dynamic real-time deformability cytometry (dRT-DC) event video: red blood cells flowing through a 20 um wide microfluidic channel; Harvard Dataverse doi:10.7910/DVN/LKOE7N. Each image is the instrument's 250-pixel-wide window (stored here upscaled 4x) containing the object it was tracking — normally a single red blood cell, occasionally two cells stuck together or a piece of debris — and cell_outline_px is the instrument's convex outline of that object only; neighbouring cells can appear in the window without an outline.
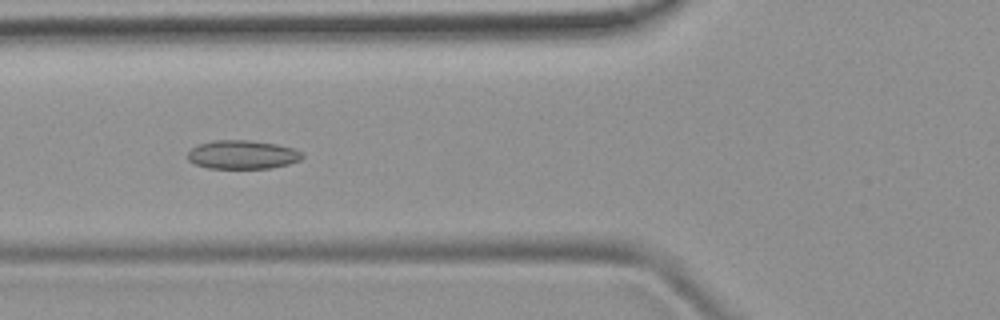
{"species": "common noctule bat (a hibernating species)", "species_latin": "Nyctalus noctula", "temperature_condition": "room temperature", "stored_images_in_passage": 51, "camera_frame_rate_fps": 3000, "um_per_image_px": 0.085, "animal": {"sex": "female", "body_mass_g": 19.9}, "frame": {"image": 1, "passage_image": 19, "time_ms": 6.0, "image_size_px": [1000, 320], "cell_outline_px": [[304, 156], [300, 160], [288, 164], [272, 168], [208, 168], [196, 164], [188, 160], [188, 152], [192, 148], [200, 144], [212, 140], [248, 140], [276, 144], [292, 148], [304, 152]], "centroid_in_image_um": [20.63, 13.14], "position_along_channel_um": 105.2, "area_um2": 19.13}}
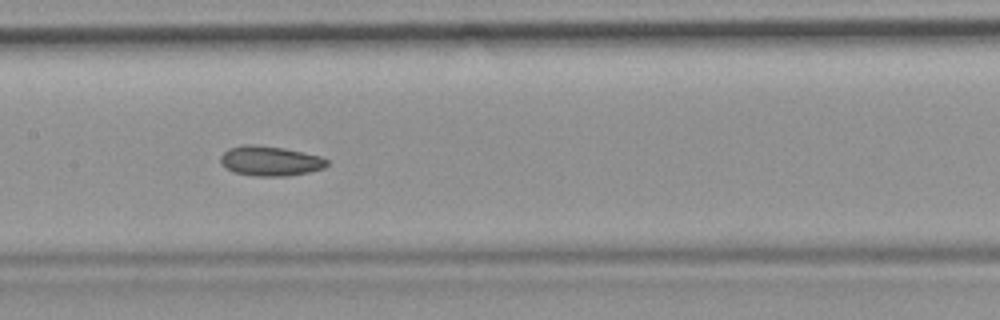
{"frame": {"image": 2, "passage_image": 25, "time_ms": 8.0, "image_size_px": [1000, 320], "cell_outline_px": [[328, 164], [324, 168], [308, 172], [288, 176], [256, 176], [232, 172], [220, 164], [220, 156], [228, 148], [248, 144], [252, 144], [284, 148], [304, 152], [320, 156], [328, 160]], "centroid_in_image_um": [22.95, 13.68], "position_along_channel_um": 184.5, "area_um2": 18.61}}
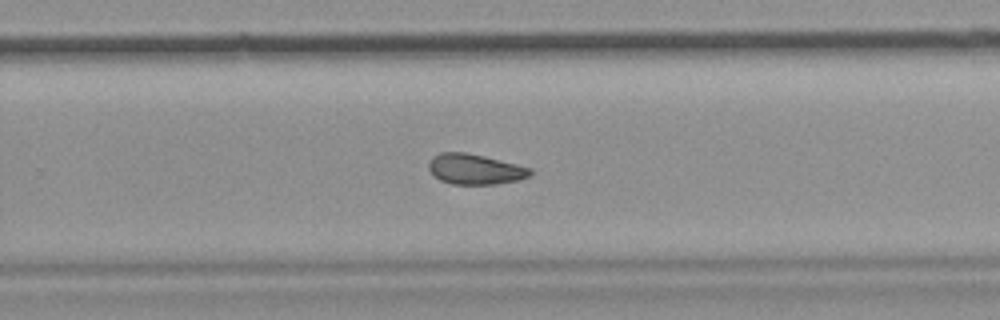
{"frame": {"image": 3, "passage_image": 33, "time_ms": 10.667, "image_size_px": [1000, 320], "cell_outline_px": [[532, 172], [528, 176], [516, 180], [496, 184], [452, 184], [440, 180], [428, 168], [428, 164], [432, 156], [440, 152], [464, 152], [484, 156], [532, 168]], "centroid_in_image_um": [40.35, 14.37], "position_along_channel_um": 289.4, "area_um2": 17.8}, "authors_computed_cell_mechanics": {"area_um2": 18.8428, "velocity_mm_per_s": 3.9576, "shape_relaxation_time_tau1_ms": null, "shape_relaxation_time_tau2_ms": 3.9053, "deformation_change_tau1": null, "deformation_change_tau2": 0.0947}}